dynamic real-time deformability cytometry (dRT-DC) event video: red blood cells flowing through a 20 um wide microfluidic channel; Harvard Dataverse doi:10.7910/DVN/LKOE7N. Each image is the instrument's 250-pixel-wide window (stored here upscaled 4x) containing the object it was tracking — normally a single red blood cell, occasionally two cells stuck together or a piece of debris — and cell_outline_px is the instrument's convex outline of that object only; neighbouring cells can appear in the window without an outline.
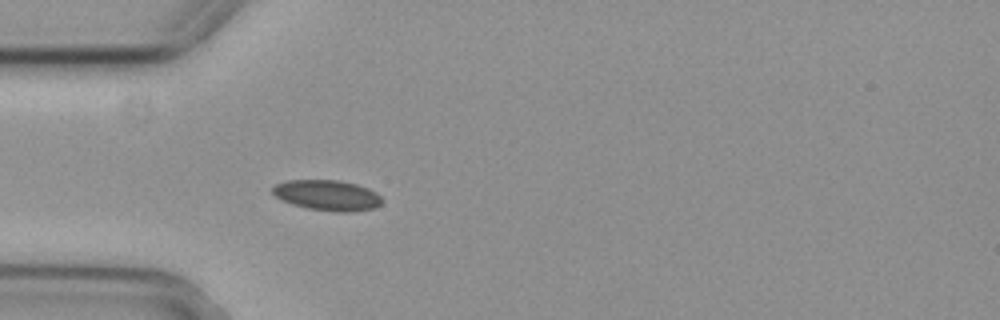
{"species": "common noctule bat (a hibernating species)", "species_latin": "Nyctalus noctula", "temperature_condition": "cold", "stored_images_in_passage": 5, "camera_frame_rate_fps": 3000, "um_per_image_px": 0.085, "animal": {"sex": "female", "body_mass_g": 29.2, "forearm_length_mm": 56.3}, "frame": {"image": 1, "passage_image": 5, "time_ms": 1.333, "image_size_px": [1000, 320], "cell_outline_px": [[384, 200], [380, 204], [372, 208], [352, 212], [336, 212], [308, 208], [292, 204], [280, 200], [272, 192], [272, 188], [276, 184], [284, 180], [336, 180], [356, 184], [368, 188], [376, 192]], "centroid_in_image_um": [27.81, 16.59], "position_along_channel_um": 57.2, "area_um2": 19.48}}